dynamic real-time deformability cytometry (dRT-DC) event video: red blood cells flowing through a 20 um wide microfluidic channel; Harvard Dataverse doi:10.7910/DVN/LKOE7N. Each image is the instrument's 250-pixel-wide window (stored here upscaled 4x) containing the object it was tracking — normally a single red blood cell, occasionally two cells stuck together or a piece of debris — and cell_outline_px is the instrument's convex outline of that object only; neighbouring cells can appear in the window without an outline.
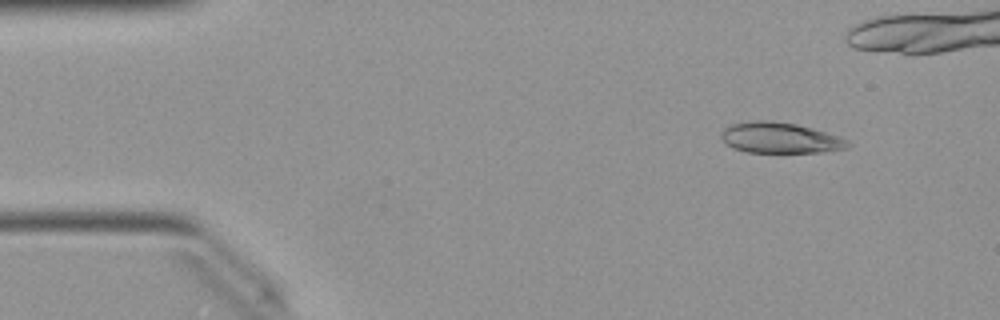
{"species": "Egyptian fruit bat (a non-hibernating species)", "species_latin": "Rousettus aegyptiacus", "temperature_condition": "warm", "stored_images_in_passage": 40, "camera_frame_rate_fps": 3000, "um_per_image_px": 0.085, "animal": {"sex": "female"}, "frame": {"image": 1, "passage_image": 5, "time_ms": 1.333, "image_size_px": [1000, 320], "cell_outline_px": [[852, 144], [848, 148], [820, 152], [748, 152], [732, 148], [720, 136], [720, 132], [724, 128], [732, 124], [752, 120], [772, 120], [796, 124], [812, 128], [836, 136]], "centroid_in_image_um": [66.26, 11.71], "position_along_channel_um": 18.7, "area_um2": 22.48}}
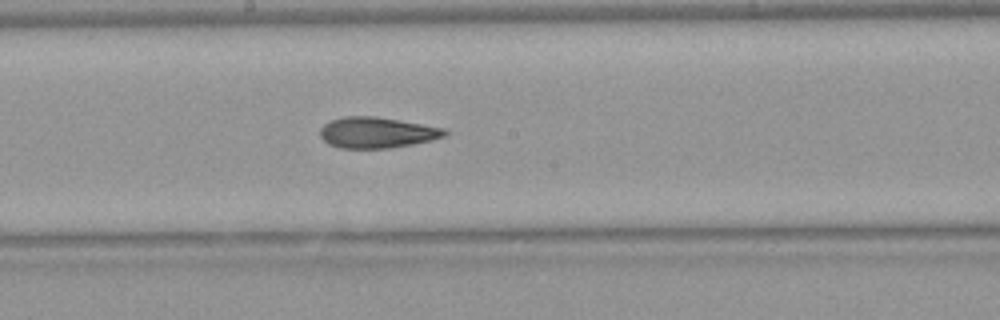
{"frame": {"image": 2, "passage_image": 26, "time_ms": 8.333, "image_size_px": [1000, 320], "cell_outline_px": [[448, 132], [444, 136], [432, 140], [392, 148], [340, 148], [328, 144], [320, 136], [320, 128], [324, 124], [332, 120], [344, 116], [376, 116], [444, 128]], "centroid_in_image_um": [32.01, 11.27], "position_along_channel_um": 216.2, "area_um2": 22.37}}
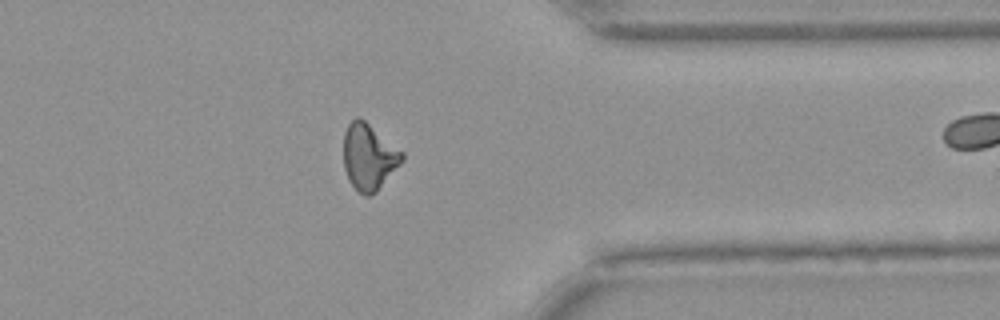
{"frame": {"image": 3, "passage_image": 39, "time_ms": 12.667, "image_size_px": [1000, 320], "cell_outline_px": [[404, 160], [376, 192], [368, 196], [364, 196], [348, 180], [344, 168], [344, 132], [348, 124], [356, 116], [360, 116], [404, 152]], "centroid_in_image_um": [31.36, 13.31], "position_along_channel_um": 380.0, "area_um2": 22.66}}